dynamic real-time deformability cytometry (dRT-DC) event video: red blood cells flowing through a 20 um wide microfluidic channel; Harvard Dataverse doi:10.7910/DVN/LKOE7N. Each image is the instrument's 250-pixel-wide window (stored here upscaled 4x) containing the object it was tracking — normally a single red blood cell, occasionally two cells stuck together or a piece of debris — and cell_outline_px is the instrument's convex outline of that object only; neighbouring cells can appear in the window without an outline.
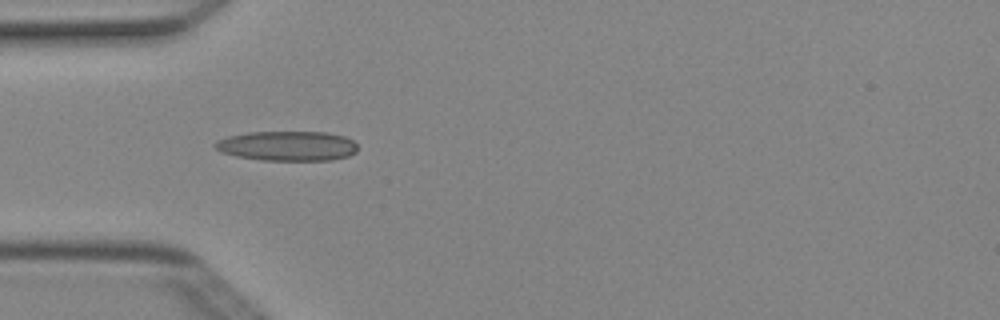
{"species": "Egyptian fruit bat (a non-hibernating species)", "species_latin": "Rousettus aegyptiacus", "temperature_condition": "cold", "stored_images_in_passage": 4, "camera_frame_rate_fps": 3000, "um_per_image_px": 0.085, "animal": {"sex": "female"}, "frame": {"image": 1, "passage_image": 3, "time_ms": 0.667, "image_size_px": [1000, 320], "cell_outline_px": [[356, 152], [348, 156], [332, 160], [260, 160], [236, 156], [220, 152], [212, 144], [216, 140], [228, 136], [248, 132], [324, 132], [344, 136], [352, 140], [356, 144]], "centroid_in_image_um": [24.39, 12.4], "position_along_channel_um": 60.6, "area_um2": 24.8}}
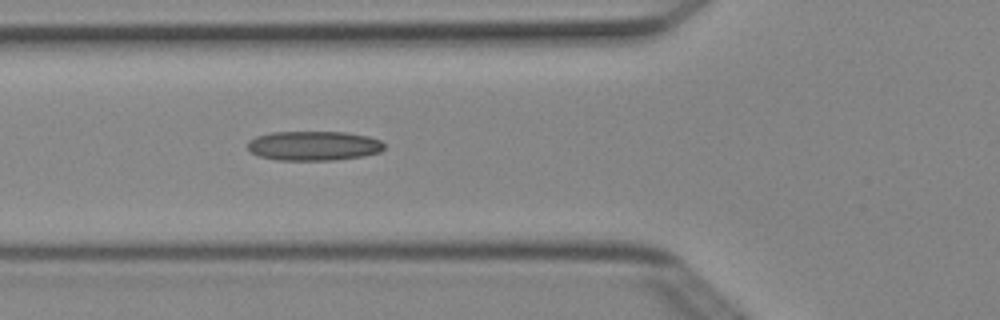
{"frame": {"image": 2, "passage_image": 4, "time_ms": 1.0, "image_size_px": [1000, 320], "cell_outline_px": [[384, 148], [380, 152], [364, 156], [336, 160], [276, 160], [260, 156], [252, 152], [248, 148], [248, 140], [256, 136], [272, 132], [344, 132], [368, 136], [380, 140], [384, 144]], "centroid_in_image_um": [26.67, 12.39], "position_along_channel_um": 99.1, "area_um2": 23.52}}